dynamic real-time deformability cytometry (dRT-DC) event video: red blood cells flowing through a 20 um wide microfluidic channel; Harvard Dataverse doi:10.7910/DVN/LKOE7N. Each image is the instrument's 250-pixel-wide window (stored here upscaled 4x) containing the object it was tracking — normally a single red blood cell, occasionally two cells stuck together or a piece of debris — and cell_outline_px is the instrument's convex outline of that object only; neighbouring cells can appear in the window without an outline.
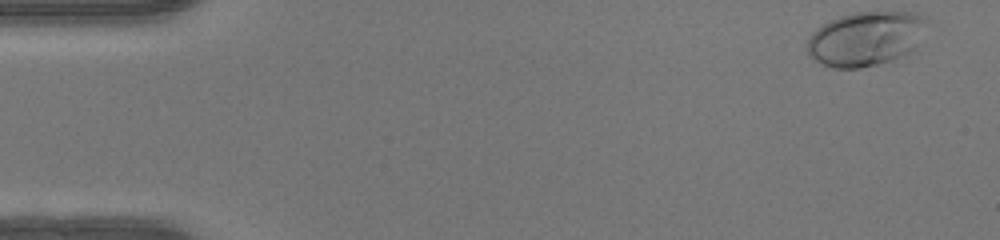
{"species": "human", "species_latin": "Homo sapiens", "temperature_condition": "warm", "stored_images_in_passage": 48, "camera_frame_rate_fps": 3000, "um_per_image_px": 0.085, "donor": {"sex": "female"}, "frame": {"image": 1, "passage_image": 1, "time_ms": 0.0, "image_size_px": [1000, 240], "cell_outline_px": [[928, 20], [916, 48], [892, 60], [860, 68], [832, 68], [820, 64], [808, 56], [808, 36], [816, 28], [840, 16], [856, 12], [916, 12], [924, 16]], "centroid_in_image_um": [73.57, 3.29], "position_along_channel_um": 11.4, "area_um2": 37.97}}
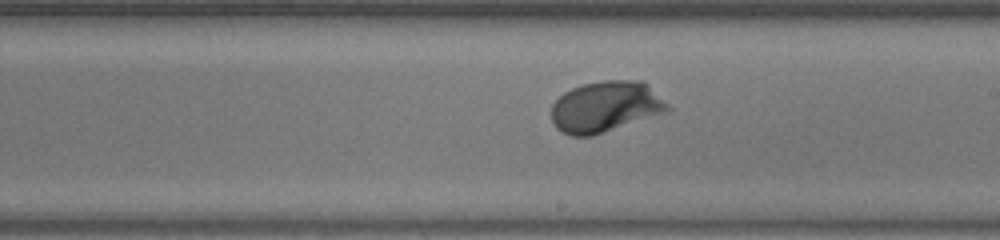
{"frame": {"image": 2, "passage_image": 27, "time_ms": 8.667, "image_size_px": [1000, 240], "cell_outline_px": [[672, 108], [668, 112], [592, 136], [572, 136], [560, 132], [556, 128], [552, 120], [552, 104], [564, 92], [572, 88], [584, 84], [604, 80], [640, 80], [648, 84]], "centroid_in_image_um": [51.49, 9.08], "position_along_channel_um": 237.5, "area_um2": 34.68}}
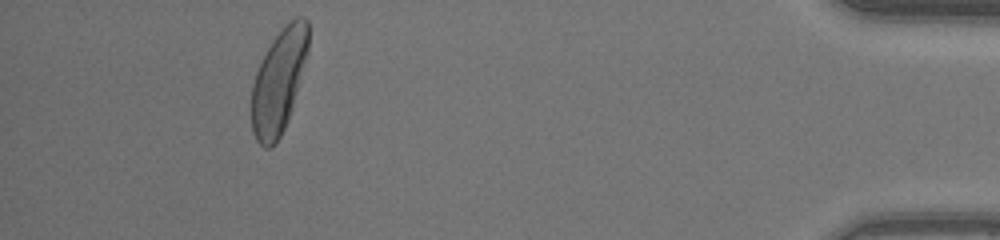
{"frame": {"image": 3, "passage_image": 44, "time_ms": 14.333, "image_size_px": [1000, 240], "cell_outline_px": [[308, 52], [292, 108], [288, 120], [280, 136], [272, 148], [264, 148], [256, 140], [252, 132], [252, 84], [256, 72], [272, 40], [296, 16], [304, 16], [308, 20]], "centroid_in_image_um": [23.69, 6.94], "position_along_channel_um": 411.5, "area_um2": 33.93}, "authors_computed_cell_mechanics": {"area_um2": 32.8304, "velocity_mm_per_s": 4.1979, "shape_relaxation_time_tau1_ms": 2.226, "shape_relaxation_time_tau2_ms": null, "deformation_change_tau1": 0.1568, "deformation_change_tau2": null}}